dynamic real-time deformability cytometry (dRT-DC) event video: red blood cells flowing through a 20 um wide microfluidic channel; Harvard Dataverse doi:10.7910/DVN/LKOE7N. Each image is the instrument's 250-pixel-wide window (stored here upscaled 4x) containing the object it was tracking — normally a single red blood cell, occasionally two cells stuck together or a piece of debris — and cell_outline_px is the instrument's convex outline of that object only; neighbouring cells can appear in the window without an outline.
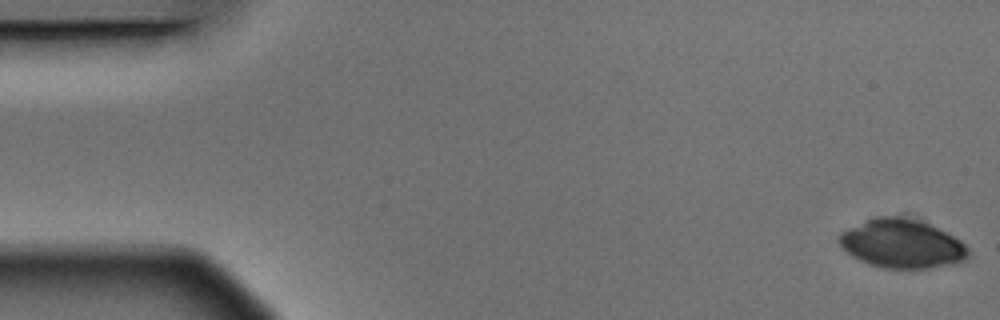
{"species": "Egyptian fruit bat (a non-hibernating species)", "species_latin": "Rousettus aegyptiacus", "temperature_condition": "warm", "stored_images_in_passage": 5, "camera_frame_rate_fps": 3000, "um_per_image_px": 0.085, "animal": {"sex": "male"}, "frame": {"image": 1, "passage_image": 1, "time_ms": 0.0, "image_size_px": [1000, 320], "cell_outline_px": [[972, 252], [964, 260], [952, 264], [928, 268], [884, 268], [868, 264], [852, 256], [840, 244], [840, 232], [876, 216], [896, 216], [916, 220], [928, 224], [960, 240]], "centroid_in_image_um": [76.67, 20.73], "position_along_channel_um": 8.3, "area_um2": 36.13}}